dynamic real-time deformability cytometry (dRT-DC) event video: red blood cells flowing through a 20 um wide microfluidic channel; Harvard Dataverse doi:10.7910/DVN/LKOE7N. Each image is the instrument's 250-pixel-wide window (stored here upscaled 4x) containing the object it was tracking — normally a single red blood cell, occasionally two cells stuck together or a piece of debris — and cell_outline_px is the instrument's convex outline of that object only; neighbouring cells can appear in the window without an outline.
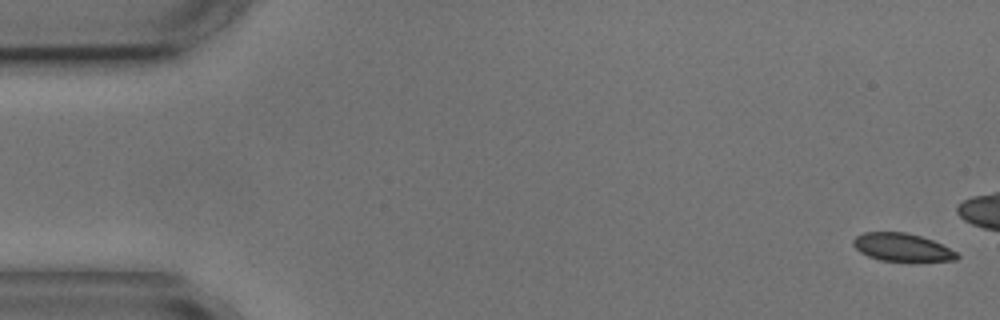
{"species": "common noctule bat (a hibernating species)", "species_latin": "Nyctalus noctula", "temperature_condition": "cold", "stored_images_in_passage": 5, "camera_frame_rate_fps": 3000, "um_per_image_px": 0.085, "animal": {"sex": "male", "body_mass_g": 17.9, "forearm_length_mm": 54.2}, "frame": {"image": 1, "passage_image": 1, "time_ms": 0.0, "image_size_px": [1000, 320], "cell_outline_px": [[960, 256], [956, 260], [880, 260], [868, 256], [860, 252], [852, 244], [852, 240], [856, 236], [864, 232], [904, 232], [920, 236], [932, 240], [956, 252]], "centroid_in_image_um": [76.62, 21.0], "position_along_channel_um": 8.4, "area_um2": 16.47}}